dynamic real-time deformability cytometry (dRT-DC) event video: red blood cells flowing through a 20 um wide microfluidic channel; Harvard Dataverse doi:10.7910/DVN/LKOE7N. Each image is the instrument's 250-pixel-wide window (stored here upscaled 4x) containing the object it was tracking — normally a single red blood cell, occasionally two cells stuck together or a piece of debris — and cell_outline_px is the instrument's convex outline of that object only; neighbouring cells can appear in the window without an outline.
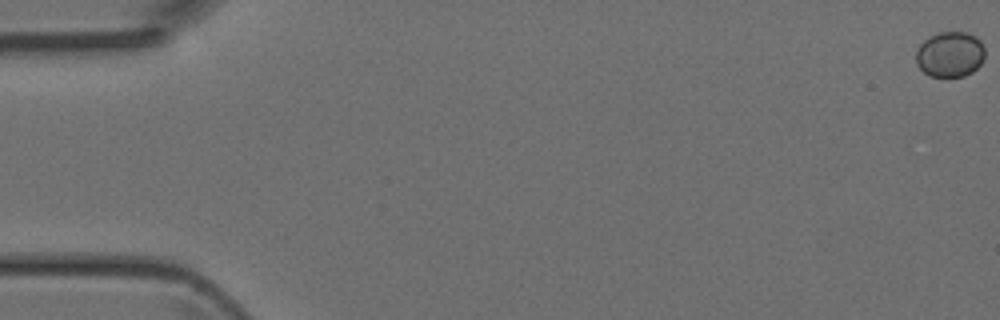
{"species": "Egyptian fruit bat (a non-hibernating species)", "species_latin": "Rousettus aegyptiacus", "temperature_condition": "room temperature", "stored_images_in_passage": 45, "camera_frame_rate_fps": 3000, "um_per_image_px": 0.085, "animal": {"sex": "female"}, "frame": {"image": 1, "passage_image": 1, "time_ms": 0.0, "image_size_px": [1000, 320], "cell_outline_px": [[984, 60], [972, 72], [964, 76], [928, 76], [916, 64], [916, 52], [920, 44], [928, 36], [940, 32], [964, 32], [980, 40], [984, 48]], "centroid_in_image_um": [80.73, 4.62], "position_along_channel_um": 4.3, "area_um2": 18.21}}
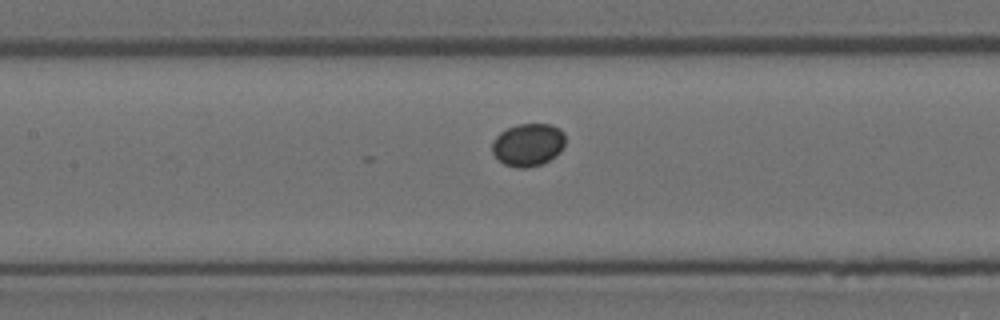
{"frame": {"image": 2, "passage_image": 23, "time_ms": 7.333, "image_size_px": [1000, 320], "cell_outline_px": [[564, 144], [560, 152], [556, 156], [540, 164], [528, 168], [516, 168], [504, 164], [492, 152], [492, 144], [496, 136], [500, 132], [516, 124], [552, 124], [560, 128], [564, 132]], "centroid_in_image_um": [44.89, 12.29], "position_along_channel_um": 162.5, "area_um2": 18.26}}
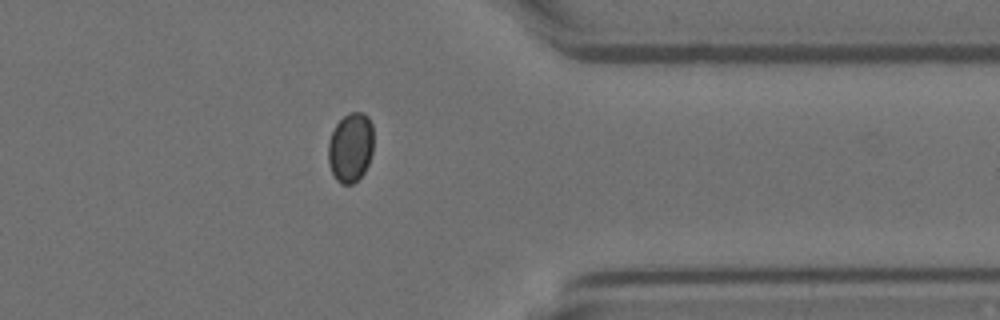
{"frame": {"image": 3, "passage_image": 39, "time_ms": 12.667, "image_size_px": [1000, 320], "cell_outline_px": [[372, 152], [368, 164], [364, 172], [352, 184], [340, 184], [336, 180], [328, 164], [328, 144], [332, 132], [336, 124], [348, 112], [364, 112], [368, 116], [372, 124]], "centroid_in_image_um": [29.79, 12.52], "position_along_channel_um": 381.6, "area_um2": 18.38}}